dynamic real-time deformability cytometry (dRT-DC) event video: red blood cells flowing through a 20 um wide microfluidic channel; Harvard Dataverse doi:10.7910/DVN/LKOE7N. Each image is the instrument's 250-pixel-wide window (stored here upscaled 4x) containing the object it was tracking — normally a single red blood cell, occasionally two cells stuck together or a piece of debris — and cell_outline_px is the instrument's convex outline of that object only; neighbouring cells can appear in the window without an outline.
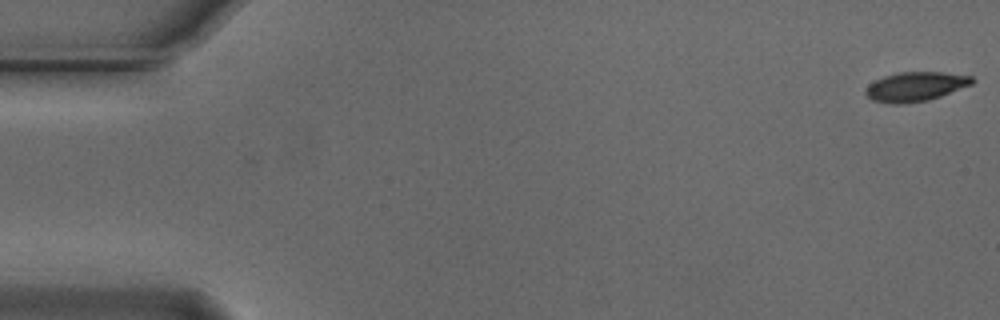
{"species": "Egyptian fruit bat (a non-hibernating species)", "species_latin": "Rousettus aegyptiacus", "temperature_condition": "cold", "stored_images_in_passage": 55, "camera_frame_rate_fps": 3000, "um_per_image_px": 0.085, "animal": {"sex": "male"}, "frame": {"image": 1, "passage_image": 1, "time_ms": 0.0, "image_size_px": [1000, 320], "cell_outline_px": [[976, 80], [972, 84], [940, 96], [928, 100], [900, 104], [896, 104], [872, 100], [864, 92], [864, 88], [868, 84], [884, 76], [900, 72], [944, 72], [972, 76]], "centroid_in_image_um": [77.81, 7.35], "position_along_channel_um": 7.2, "area_um2": 18.15}}
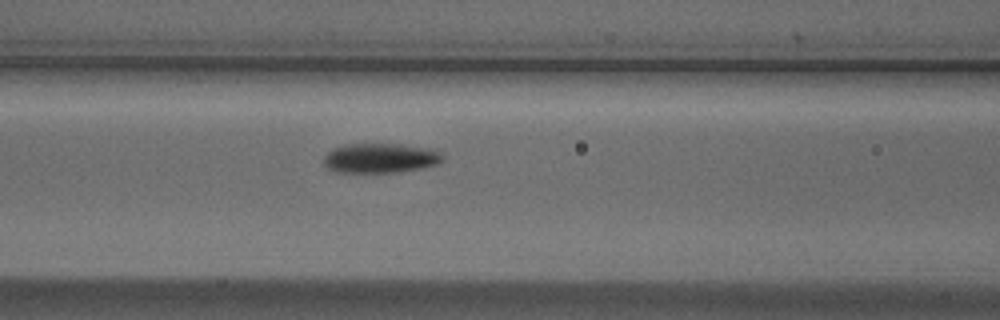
{"frame": {"image": 2, "passage_image": 23, "time_ms": 7.333, "image_size_px": [1000, 320], "cell_outline_px": [[444, 160], [436, 164], [420, 168], [400, 172], [336, 172], [328, 168], [324, 164], [324, 156], [332, 148], [348, 144], [400, 144], [432, 148], [440, 152], [444, 156]], "centroid_in_image_um": [32.35, 13.43], "position_along_channel_um": 134.3, "area_um2": 20.63}}
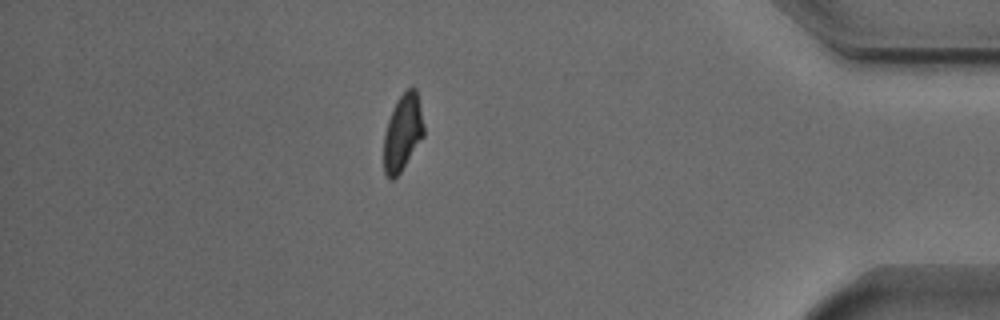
{"frame": {"image": 3, "passage_image": 48, "time_ms": 15.667, "image_size_px": [1000, 320], "cell_outline_px": [[424, 136], [400, 172], [392, 180], [388, 180], [384, 172], [384, 132], [392, 108], [396, 100], [408, 88], [416, 88], [424, 124]], "centroid_in_image_um": [34.22, 11.27], "position_along_channel_um": 401.0, "area_um2": 17.86}, "authors_computed_cell_mechanics": {"area_um2": 19.0162, "velocity_mm_per_s": 3.718, "shape_relaxation_time_tau1_ms": 2.0508, "shape_relaxation_time_tau2_ms": null, "deformation_change_tau1": 0.1433, "deformation_change_tau2": null}}